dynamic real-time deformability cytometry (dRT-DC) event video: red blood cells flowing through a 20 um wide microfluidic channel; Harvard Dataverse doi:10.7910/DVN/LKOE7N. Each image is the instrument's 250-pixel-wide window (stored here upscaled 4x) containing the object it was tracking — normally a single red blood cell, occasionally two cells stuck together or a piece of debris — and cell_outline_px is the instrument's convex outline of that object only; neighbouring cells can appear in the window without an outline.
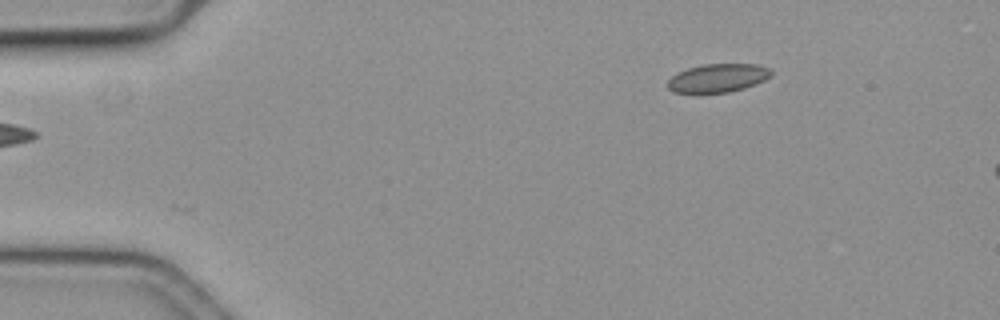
{"species": "common noctule bat (a hibernating species)", "species_latin": "Nyctalus noctula", "temperature_condition": "cold", "stored_images_in_passage": 7, "camera_frame_rate_fps": 3000, "um_per_image_px": 0.085, "animal": {"sex": "female", "body_mass_g": 19.3, "forearm_length_mm": 54.1}, "frame": {"image": 1, "passage_image": 1, "time_ms": 0.0, "image_size_px": [1000, 320], "cell_outline_px": [[772, 76], [756, 84], [744, 88], [728, 92], [700, 96], [692, 96], [672, 92], [668, 88], [668, 80], [672, 76], [688, 68], [704, 64], [756, 64], [772, 68]], "centroid_in_image_um": [60.98, 6.69], "position_along_channel_um": 24.0, "area_um2": 17.98}}